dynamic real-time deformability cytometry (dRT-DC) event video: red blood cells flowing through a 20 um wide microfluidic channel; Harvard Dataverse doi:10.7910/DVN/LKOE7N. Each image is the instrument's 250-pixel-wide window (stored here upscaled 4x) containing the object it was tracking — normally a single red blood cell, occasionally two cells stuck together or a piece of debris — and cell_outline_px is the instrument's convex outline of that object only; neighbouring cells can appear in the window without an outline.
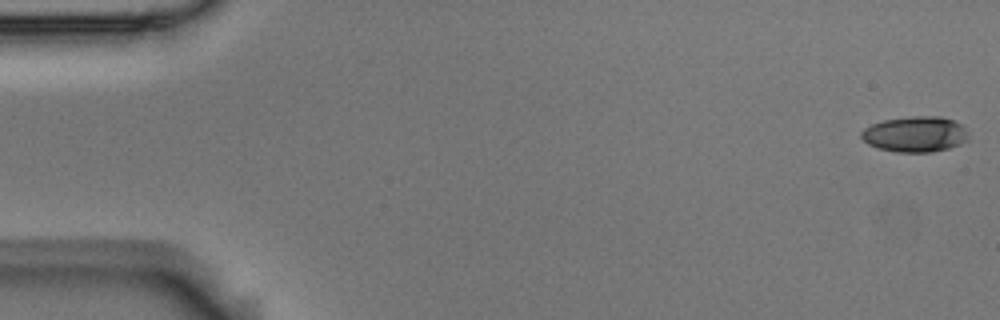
{"species": "Egyptian fruit bat (a non-hibernating species)", "species_latin": "Rousettus aegyptiacus", "temperature_condition": "room temperature", "stored_images_in_passage": 4, "camera_frame_rate_fps": 3000, "um_per_image_px": 0.085, "animal": {"sex": "male"}, "frame": {"image": 1, "passage_image": 4, "time_ms": 1.0, "image_size_px": [1000, 320], "cell_outline_px": [[968, 140], [960, 144], [948, 148], [932, 152], [896, 152], [880, 148], [868, 144], [860, 136], [860, 132], [864, 128], [872, 124], [884, 120], [912, 116], [940, 116], [964, 124], [968, 136]], "centroid_in_image_um": [77.81, 11.4], "position_along_channel_um": 7.2, "area_um2": 22.31}}